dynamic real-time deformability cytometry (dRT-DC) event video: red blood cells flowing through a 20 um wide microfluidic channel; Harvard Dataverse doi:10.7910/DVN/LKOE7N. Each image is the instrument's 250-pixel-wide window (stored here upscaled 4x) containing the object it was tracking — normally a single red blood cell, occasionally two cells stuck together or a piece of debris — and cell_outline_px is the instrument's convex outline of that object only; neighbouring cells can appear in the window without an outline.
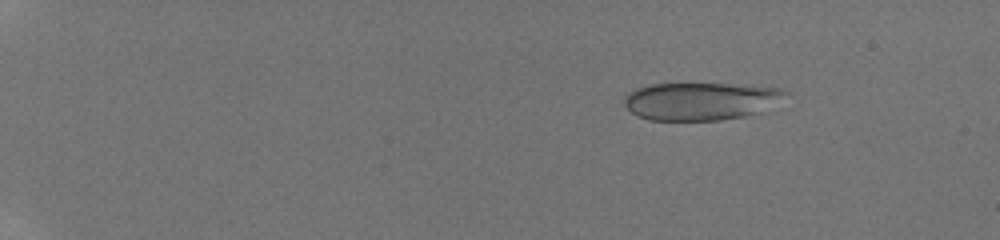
{"species": "human", "species_latin": "Homo sapiens", "temperature_condition": "room temperature", "stored_images_in_passage": 44, "camera_frame_rate_fps": 3000, "um_per_image_px": 0.085, "donor": {"sex": "male"}, "frame": {"image": 1, "passage_image": 1, "time_ms": 0.0, "image_size_px": [1000, 240], "cell_outline_px": [[788, 92], [760, 112], [744, 116], [720, 120], [648, 120], [636, 116], [624, 104], [624, 96], [636, 88], [652, 84], [728, 84], [780, 88]], "centroid_in_image_um": [59.47, 8.6], "position_along_channel_um": 25.5, "area_um2": 34.91}}
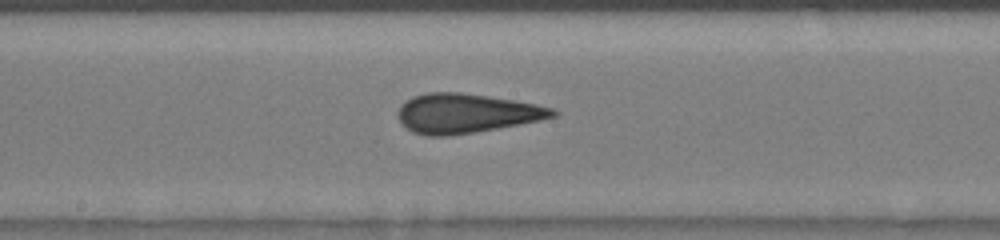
{"frame": {"image": 2, "passage_image": 24, "time_ms": 7.667, "image_size_px": [1000, 240], "cell_outline_px": [[560, 112], [556, 116], [540, 120], [520, 124], [448, 136], [428, 136], [412, 132], [396, 116], [400, 104], [412, 96], [428, 92], [460, 92], [488, 96], [536, 104], [556, 108]], "centroid_in_image_um": [39.62, 9.62], "position_along_channel_um": 208.6, "area_um2": 35.49}}
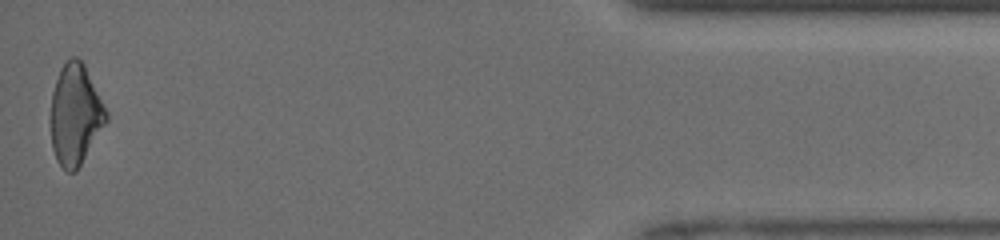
{"frame": {"image": 3, "passage_image": 44, "time_ms": 14.333, "image_size_px": [1000, 240], "cell_outline_px": [[108, 120], [76, 172], [68, 172], [56, 160], [52, 148], [52, 92], [60, 68], [72, 56], [76, 56], [84, 64], [108, 112]], "centroid_in_image_um": [6.42, 9.75], "position_along_channel_um": 428.8, "area_um2": 32.19}, "authors_computed_cell_mechanics": {"area_um2": 34.8823, "velocity_mm_per_s": 4.229, "shape_relaxation_time_tau1_ms": null, "shape_relaxation_time_tau2_ms": 1.2554, "deformation_change_tau1": null, "deformation_change_tau2": 0.0695}}